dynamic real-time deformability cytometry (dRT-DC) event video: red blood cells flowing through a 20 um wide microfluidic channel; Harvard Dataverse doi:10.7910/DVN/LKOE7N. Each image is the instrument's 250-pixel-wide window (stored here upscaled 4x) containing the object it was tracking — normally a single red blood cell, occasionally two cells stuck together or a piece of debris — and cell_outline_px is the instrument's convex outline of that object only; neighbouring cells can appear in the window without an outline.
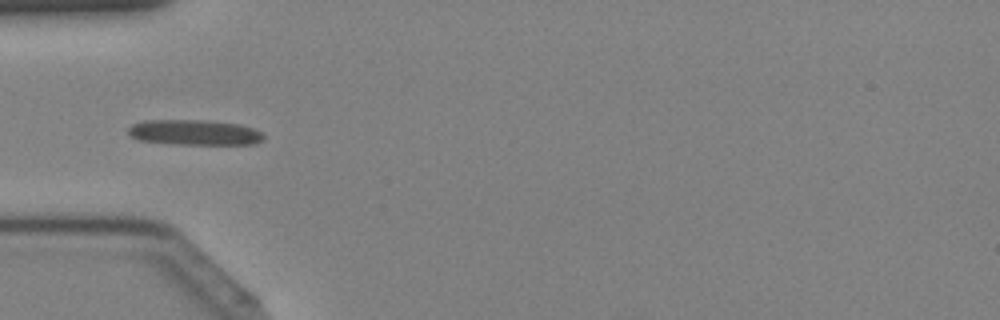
{"species": "Egyptian fruit bat (a non-hibernating species)", "species_latin": "Rousettus aegyptiacus", "temperature_condition": "cold", "stored_images_in_passage": 43, "camera_frame_rate_fps": 3000, "um_per_image_px": 0.085, "animal": {"sex": "female"}, "frame": {"image": 1, "passage_image": 14, "time_ms": 4.333, "image_size_px": [1000, 320], "cell_outline_px": [[264, 140], [256, 144], [172, 144], [136, 140], [128, 132], [128, 128], [132, 124], [144, 120], [208, 120], [240, 124], [252, 128], [260, 132], [264, 136]], "centroid_in_image_um": [16.52, 11.26], "position_along_channel_um": 68.5, "area_um2": 20.17}}
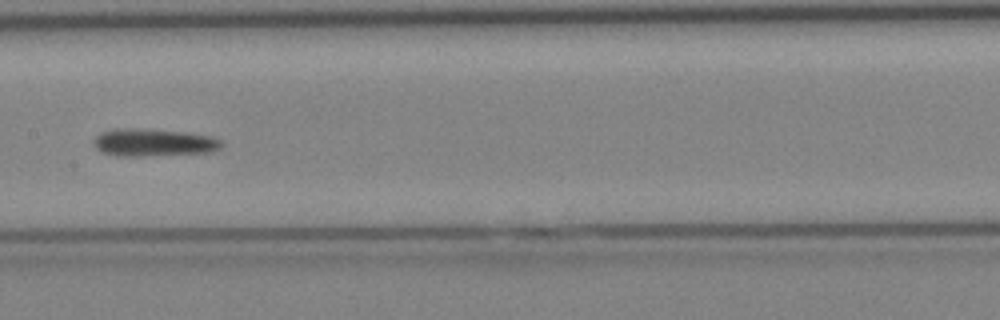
{"frame": {"image": 2, "passage_image": 22, "time_ms": 7.0, "image_size_px": [1000, 320], "cell_outline_px": [[224, 144], [220, 148], [212, 152], [144, 156], [116, 156], [104, 152], [96, 148], [96, 136], [100, 132], [116, 128], [128, 128], [184, 132], [212, 136], [220, 140]], "centroid_in_image_um": [13.09, 12.12], "position_along_channel_um": 194.3, "area_um2": 20.35}}
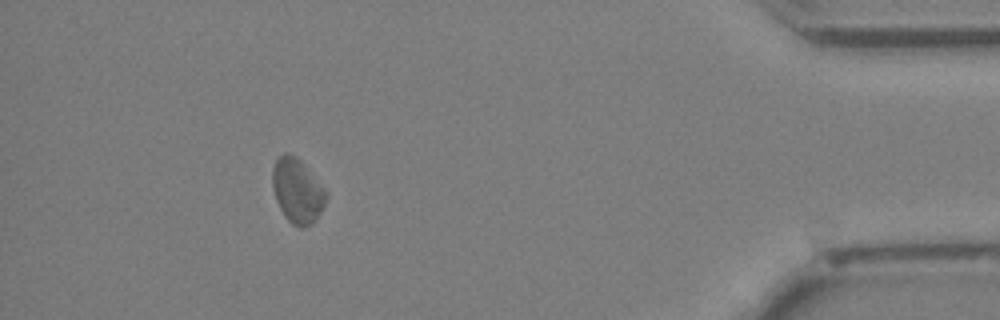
{"frame": {"image": 3, "passage_image": 39, "time_ms": 12.667, "image_size_px": [1000, 320], "cell_outline_px": [[328, 196], [320, 212], [312, 224], [300, 228], [292, 224], [284, 216], [276, 200], [272, 188], [272, 168], [276, 156], [284, 152], [288, 152], [296, 156], [300, 160], [328, 192]], "centroid_in_image_um": [25.25, 16.19], "position_along_channel_um": 410.0, "area_um2": 20.35}}